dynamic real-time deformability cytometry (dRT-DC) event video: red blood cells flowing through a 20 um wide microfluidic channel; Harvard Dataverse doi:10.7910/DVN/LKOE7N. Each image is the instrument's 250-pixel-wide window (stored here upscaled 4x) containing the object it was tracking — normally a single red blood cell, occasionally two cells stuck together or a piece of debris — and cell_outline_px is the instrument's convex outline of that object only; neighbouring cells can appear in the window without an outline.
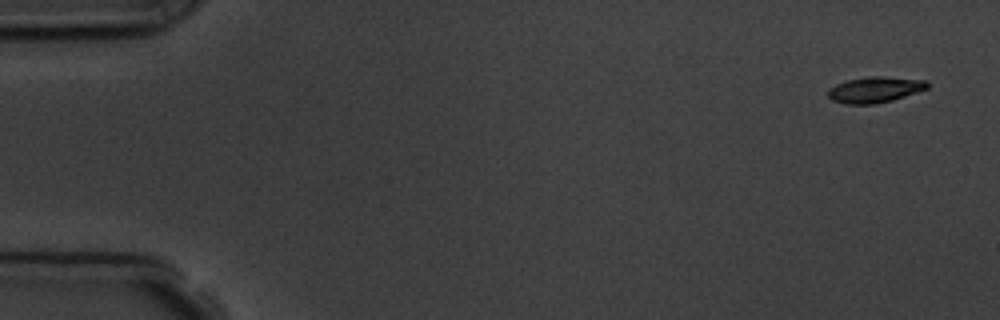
{"species": "common noctule bat (a hibernating species)", "species_latin": "Nyctalus noctula", "temperature_condition": "room temperature", "stored_images_in_passage": 4, "camera_frame_rate_fps": 3000, "um_per_image_px": 0.085, "animal": {"sex": "male", "body_mass_g": 19.5, "forearm_length_mm": 54.6}, "frame": {"image": 1, "passage_image": 1, "time_ms": 0.0, "image_size_px": [1000, 320], "cell_outline_px": [[928, 88], [892, 100], [876, 104], [848, 104], [832, 100], [828, 96], [828, 88], [836, 84], [848, 80], [868, 76], [884, 76], [928, 80]], "centroid_in_image_um": [74.36, 7.61], "position_along_channel_um": 10.6, "area_um2": 14.97}}